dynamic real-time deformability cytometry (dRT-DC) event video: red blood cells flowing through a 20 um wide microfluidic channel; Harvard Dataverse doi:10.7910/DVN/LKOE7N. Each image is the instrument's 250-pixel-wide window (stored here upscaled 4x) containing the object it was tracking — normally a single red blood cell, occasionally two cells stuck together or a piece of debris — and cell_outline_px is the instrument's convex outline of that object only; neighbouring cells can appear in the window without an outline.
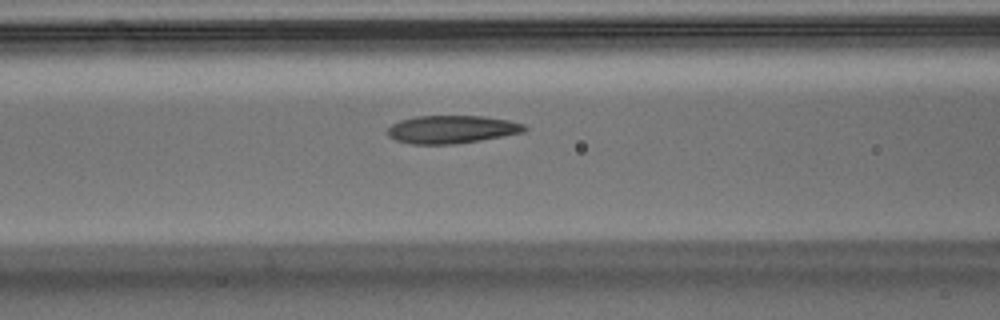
{"species": "Egyptian fruit bat (a non-hibernating species)", "species_latin": "Rousettus aegyptiacus", "temperature_condition": "warm", "stored_images_in_passage": 41, "camera_frame_rate_fps": 3000, "um_per_image_px": 0.085, "animal": {"sex": "male"}, "frame": {"image": 1, "passage_image": 7, "time_ms": 2.0, "image_size_px": [1000, 320], "cell_outline_px": [[528, 128], [524, 132], [480, 140], [452, 144], [412, 144], [396, 140], [388, 136], [388, 128], [392, 124], [400, 120], [416, 116], [484, 116], [508, 120], [524, 124]], "centroid_in_image_um": [38.4, 10.99], "position_along_channel_um": 128.2, "area_um2": 22.2}}
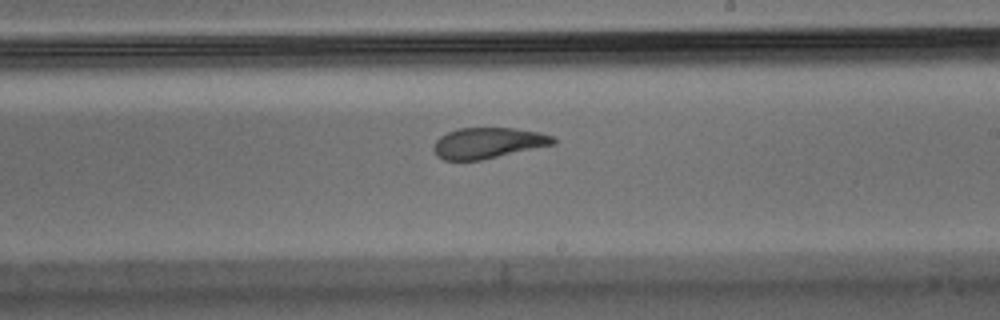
{"frame": {"image": 2, "passage_image": 17, "time_ms": 5.333, "image_size_px": [1000, 320], "cell_outline_px": [[556, 144], [480, 160], [444, 160], [436, 156], [432, 148], [436, 140], [440, 136], [456, 128], [512, 128], [540, 132], [552, 136], [556, 140]], "centroid_in_image_um": [41.46, 12.15], "position_along_channel_um": 247.5, "area_um2": 21.5}}
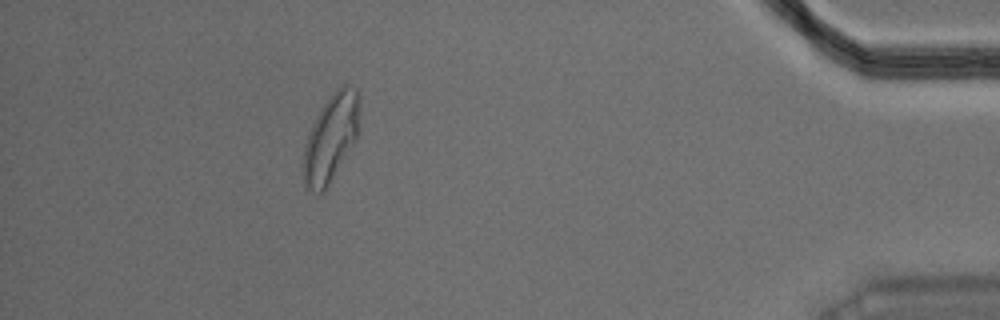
{"frame": {"image": 3, "passage_image": 35, "time_ms": 11.333, "image_size_px": [1000, 320], "cell_outline_px": [[360, 100], [356, 140], [324, 192], [312, 192], [304, 188], [304, 144], [308, 132], [312, 124], [324, 104], [332, 92], [336, 88], [344, 84], [348, 84], [356, 88], [360, 96]], "centroid_in_image_um": [28.13, 11.7], "position_along_channel_um": 407.1, "area_um2": 28.61}, "authors_computed_cell_mechanics": {"area_um2": 23.0044, "velocity_mm_per_s": 3.5871, "shape_relaxation_time_tau1_ms": 8.3356, "shape_relaxation_time_tau2_ms": 1.7887, "deformation_change_tau1": 0.2178, "deformation_change_tau2": 0.0812}}